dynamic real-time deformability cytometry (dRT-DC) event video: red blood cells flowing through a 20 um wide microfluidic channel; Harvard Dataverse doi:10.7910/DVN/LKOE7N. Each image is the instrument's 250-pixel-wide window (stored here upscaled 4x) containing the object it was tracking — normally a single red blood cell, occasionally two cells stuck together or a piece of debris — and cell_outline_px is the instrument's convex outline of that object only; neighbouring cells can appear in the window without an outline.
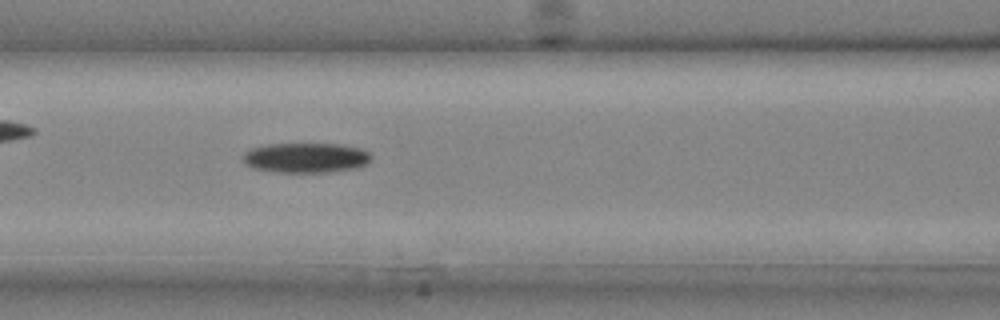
{"species": "common noctule bat (a hibernating species)", "species_latin": "Nyctalus noctula", "temperature_condition": "cold", "stored_images_in_passage": 6, "camera_frame_rate_fps": 3000, "um_per_image_px": 0.085, "animal": {"sex": "male", "body_mass_g": 20.4}, "frame": {"image": 1, "passage_image": 6, "time_ms": 1.667, "image_size_px": [1000, 320], "cell_outline_px": [[372, 156], [368, 164], [356, 168], [332, 172], [280, 172], [252, 168], [244, 164], [240, 156], [244, 152], [252, 148], [268, 144], [340, 144], [360, 148], [368, 152]], "centroid_in_image_um": [25.98, 13.41], "position_along_channel_um": 140.6, "area_um2": 22.6}}